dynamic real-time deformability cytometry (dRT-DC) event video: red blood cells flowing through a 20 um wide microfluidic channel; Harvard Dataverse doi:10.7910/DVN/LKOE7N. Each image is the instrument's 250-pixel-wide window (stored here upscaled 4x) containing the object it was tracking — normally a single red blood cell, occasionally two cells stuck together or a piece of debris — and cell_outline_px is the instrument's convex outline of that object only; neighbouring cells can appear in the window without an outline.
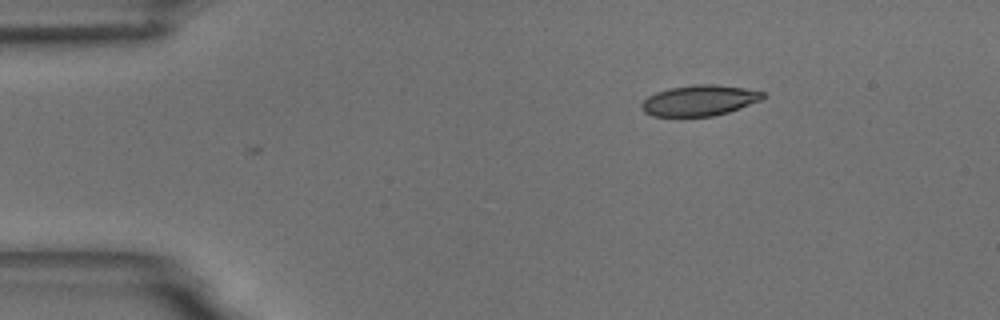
{"species": "common noctule bat (a hibernating species)", "species_latin": "Nyctalus noctula", "temperature_condition": "room temperature", "stored_images_in_passage": 41, "camera_frame_rate_fps": 3000, "um_per_image_px": 0.085, "animal": {"sex": "male", "body_mass_g": 18.8}, "frame": {"image": 1, "passage_image": 1, "time_ms": 0.0, "image_size_px": [1000, 320], "cell_outline_px": [[768, 96], [760, 100], [740, 108], [728, 112], [712, 116], [652, 116], [644, 112], [640, 108], [640, 104], [648, 96], [656, 92], [668, 88], [692, 84], [712, 84], [744, 88], [764, 92]], "centroid_in_image_um": [59.43, 8.53], "position_along_channel_um": 25.6, "area_um2": 21.79}}
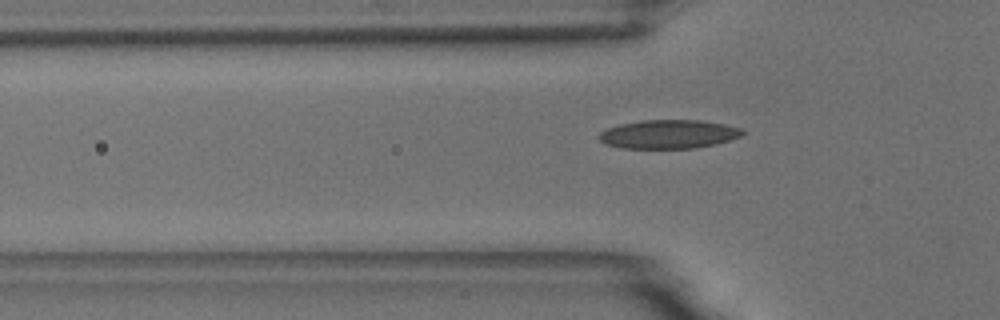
{"frame": {"image": 2, "passage_image": 10, "time_ms": 3.0, "image_size_px": [1000, 320], "cell_outline_px": [[744, 132], [740, 136], [716, 144], [696, 148], [624, 148], [604, 144], [600, 140], [600, 132], [608, 128], [620, 124], [640, 120], [700, 120], [724, 124], [740, 128]], "centroid_in_image_um": [56.82, 11.4], "position_along_channel_um": 69.0, "area_um2": 23.87}}
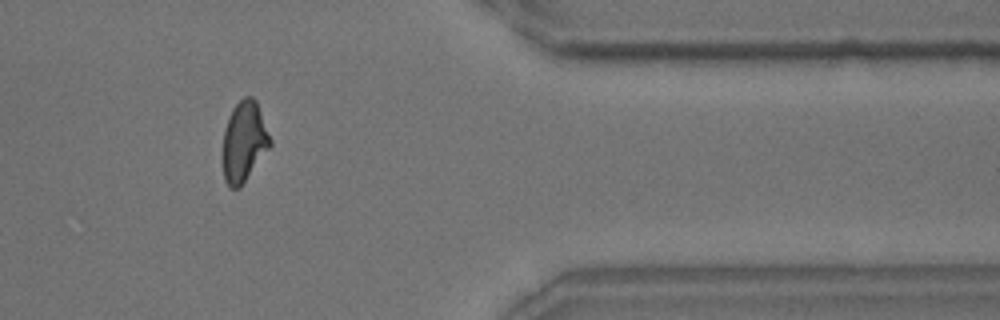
{"frame": {"image": 3, "passage_image": 38, "time_ms": 12.333, "image_size_px": [1000, 320], "cell_outline_px": [[272, 144], [240, 188], [228, 188], [224, 180], [224, 128], [232, 108], [244, 96], [252, 96], [256, 100], [272, 140]], "centroid_in_image_um": [20.76, 12.03], "position_along_channel_um": 390.6, "area_um2": 22.08}, "authors_computed_cell_mechanics": {"area_um2": 22.3686, "velocity_mm_per_s": 3.668, "shape_relaxation_time_tau1_ms": 5.8938, "shape_relaxation_time_tau2_ms": 2.0882, "deformation_change_tau1": 0.1651, "deformation_change_tau2": 0.0754}}